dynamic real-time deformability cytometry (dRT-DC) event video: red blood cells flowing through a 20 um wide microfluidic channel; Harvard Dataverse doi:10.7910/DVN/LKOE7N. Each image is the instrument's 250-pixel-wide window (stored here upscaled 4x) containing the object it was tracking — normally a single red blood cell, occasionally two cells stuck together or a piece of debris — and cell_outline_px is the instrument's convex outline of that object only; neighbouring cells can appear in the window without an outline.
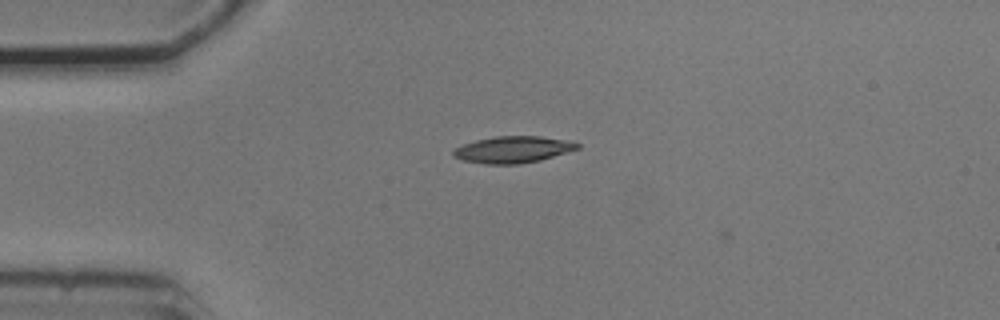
{"species": "common noctule bat (a hibernating species)", "species_latin": "Nyctalus noctula", "temperature_condition": "cold", "stored_images_in_passage": 12, "camera_frame_rate_fps": 3000, "um_per_image_px": 0.085, "animal": {"sex": "male", "body_mass_g": 20.5, "forearm_length_mm": 52.5}, "frame": {"image": 1, "passage_image": 11, "time_ms": 3.333, "image_size_px": [1000, 320], "cell_outline_px": [[580, 148], [540, 160], [520, 164], [484, 164], [464, 160], [452, 156], [452, 152], [456, 148], [464, 144], [476, 140], [496, 136], [540, 136], [564, 140], [580, 144]], "centroid_in_image_um": [43.58, 12.71], "position_along_channel_um": 41.4, "area_um2": 19.07}}